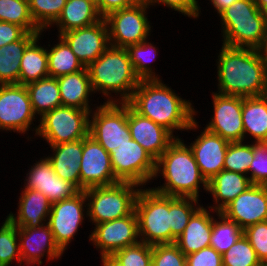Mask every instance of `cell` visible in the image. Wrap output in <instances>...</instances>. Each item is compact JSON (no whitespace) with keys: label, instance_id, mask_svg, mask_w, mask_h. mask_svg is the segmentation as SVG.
Listing matches in <instances>:
<instances>
[{"label":"cell","instance_id":"4fadbf2b","mask_svg":"<svg viewBox=\"0 0 267 266\" xmlns=\"http://www.w3.org/2000/svg\"><path fill=\"white\" fill-rule=\"evenodd\" d=\"M89 241L100 249V255H112L117 250L140 242L135 211L130 215L96 224Z\"/></svg>","mask_w":267,"mask_h":266},{"label":"cell","instance_id":"7c38bea8","mask_svg":"<svg viewBox=\"0 0 267 266\" xmlns=\"http://www.w3.org/2000/svg\"><path fill=\"white\" fill-rule=\"evenodd\" d=\"M84 215L88 218V204L85 191L81 190L69 199L51 204L47 224L53 233L56 244L63 252L67 250L70 242L74 241V236L78 232L80 225H82L83 220H85Z\"/></svg>","mask_w":267,"mask_h":266},{"label":"cell","instance_id":"44dd1931","mask_svg":"<svg viewBox=\"0 0 267 266\" xmlns=\"http://www.w3.org/2000/svg\"><path fill=\"white\" fill-rule=\"evenodd\" d=\"M230 142L204 128L197 139L189 145L201 175L208 182L221 170Z\"/></svg>","mask_w":267,"mask_h":266},{"label":"cell","instance_id":"f6af8a7d","mask_svg":"<svg viewBox=\"0 0 267 266\" xmlns=\"http://www.w3.org/2000/svg\"><path fill=\"white\" fill-rule=\"evenodd\" d=\"M248 175L252 184L267 185V143H254V158Z\"/></svg>","mask_w":267,"mask_h":266},{"label":"cell","instance_id":"cb8c5ba5","mask_svg":"<svg viewBox=\"0 0 267 266\" xmlns=\"http://www.w3.org/2000/svg\"><path fill=\"white\" fill-rule=\"evenodd\" d=\"M203 205L191 216L182 234L176 239L175 244L184 255L197 252L210 246L213 216Z\"/></svg>","mask_w":267,"mask_h":266},{"label":"cell","instance_id":"9a60e30c","mask_svg":"<svg viewBox=\"0 0 267 266\" xmlns=\"http://www.w3.org/2000/svg\"><path fill=\"white\" fill-rule=\"evenodd\" d=\"M213 117L206 124V130L220 135L228 142L244 141L242 122L243 97L212 93Z\"/></svg>","mask_w":267,"mask_h":266},{"label":"cell","instance_id":"9c48e42d","mask_svg":"<svg viewBox=\"0 0 267 266\" xmlns=\"http://www.w3.org/2000/svg\"><path fill=\"white\" fill-rule=\"evenodd\" d=\"M149 6L140 0L135 5L114 11L104 17L109 42L114 47L127 48L148 39L151 31L146 16Z\"/></svg>","mask_w":267,"mask_h":266},{"label":"cell","instance_id":"f546056e","mask_svg":"<svg viewBox=\"0 0 267 266\" xmlns=\"http://www.w3.org/2000/svg\"><path fill=\"white\" fill-rule=\"evenodd\" d=\"M40 33H26L20 40L0 47V84H19L21 59L26 47Z\"/></svg>","mask_w":267,"mask_h":266},{"label":"cell","instance_id":"e575fe53","mask_svg":"<svg viewBox=\"0 0 267 266\" xmlns=\"http://www.w3.org/2000/svg\"><path fill=\"white\" fill-rule=\"evenodd\" d=\"M198 199L170 196L171 243L182 234L191 216L202 206Z\"/></svg>","mask_w":267,"mask_h":266},{"label":"cell","instance_id":"4316f807","mask_svg":"<svg viewBox=\"0 0 267 266\" xmlns=\"http://www.w3.org/2000/svg\"><path fill=\"white\" fill-rule=\"evenodd\" d=\"M49 146L52 149V153H54L47 156V158L57 176L63 180L70 181L80 189L82 139Z\"/></svg>","mask_w":267,"mask_h":266},{"label":"cell","instance_id":"30bf717a","mask_svg":"<svg viewBox=\"0 0 267 266\" xmlns=\"http://www.w3.org/2000/svg\"><path fill=\"white\" fill-rule=\"evenodd\" d=\"M111 166L119 182H130L143 188L153 180L156 160L133 139L114 148L111 153Z\"/></svg>","mask_w":267,"mask_h":266},{"label":"cell","instance_id":"e0dca14e","mask_svg":"<svg viewBox=\"0 0 267 266\" xmlns=\"http://www.w3.org/2000/svg\"><path fill=\"white\" fill-rule=\"evenodd\" d=\"M221 213L236 222L243 230L248 226L267 221V185H250Z\"/></svg>","mask_w":267,"mask_h":266},{"label":"cell","instance_id":"ee69618b","mask_svg":"<svg viewBox=\"0 0 267 266\" xmlns=\"http://www.w3.org/2000/svg\"><path fill=\"white\" fill-rule=\"evenodd\" d=\"M218 16L221 20L267 19L253 0H237Z\"/></svg>","mask_w":267,"mask_h":266},{"label":"cell","instance_id":"bcb514c9","mask_svg":"<svg viewBox=\"0 0 267 266\" xmlns=\"http://www.w3.org/2000/svg\"><path fill=\"white\" fill-rule=\"evenodd\" d=\"M243 235L249 240L261 263L267 260V221L248 226Z\"/></svg>","mask_w":267,"mask_h":266},{"label":"cell","instance_id":"74e56055","mask_svg":"<svg viewBox=\"0 0 267 266\" xmlns=\"http://www.w3.org/2000/svg\"><path fill=\"white\" fill-rule=\"evenodd\" d=\"M0 228V266H10L13 260L22 265L18 227L8 218Z\"/></svg>","mask_w":267,"mask_h":266},{"label":"cell","instance_id":"7402d4cb","mask_svg":"<svg viewBox=\"0 0 267 266\" xmlns=\"http://www.w3.org/2000/svg\"><path fill=\"white\" fill-rule=\"evenodd\" d=\"M223 45L260 49L265 41L267 19L221 20Z\"/></svg>","mask_w":267,"mask_h":266},{"label":"cell","instance_id":"ffe728a7","mask_svg":"<svg viewBox=\"0 0 267 266\" xmlns=\"http://www.w3.org/2000/svg\"><path fill=\"white\" fill-rule=\"evenodd\" d=\"M18 239L22 262L41 265L43 257L48 260L61 258L63 251L56 244L48 224L36 228L18 227Z\"/></svg>","mask_w":267,"mask_h":266},{"label":"cell","instance_id":"d4e9b609","mask_svg":"<svg viewBox=\"0 0 267 266\" xmlns=\"http://www.w3.org/2000/svg\"><path fill=\"white\" fill-rule=\"evenodd\" d=\"M252 183L248 175L221 170L208 181V193L212 194L215 205L208 208L213 211L221 212L239 194L244 192Z\"/></svg>","mask_w":267,"mask_h":266},{"label":"cell","instance_id":"1f68e13d","mask_svg":"<svg viewBox=\"0 0 267 266\" xmlns=\"http://www.w3.org/2000/svg\"><path fill=\"white\" fill-rule=\"evenodd\" d=\"M26 88L36 117L41 118L45 113L62 106L57 78L40 79L26 84Z\"/></svg>","mask_w":267,"mask_h":266},{"label":"cell","instance_id":"83f0119b","mask_svg":"<svg viewBox=\"0 0 267 266\" xmlns=\"http://www.w3.org/2000/svg\"><path fill=\"white\" fill-rule=\"evenodd\" d=\"M101 19L94 0H67L60 16L51 26L56 25L60 35L93 25Z\"/></svg>","mask_w":267,"mask_h":266},{"label":"cell","instance_id":"c3c4849f","mask_svg":"<svg viewBox=\"0 0 267 266\" xmlns=\"http://www.w3.org/2000/svg\"><path fill=\"white\" fill-rule=\"evenodd\" d=\"M186 266H223L222 255L208 246L186 255Z\"/></svg>","mask_w":267,"mask_h":266},{"label":"cell","instance_id":"ba28073f","mask_svg":"<svg viewBox=\"0 0 267 266\" xmlns=\"http://www.w3.org/2000/svg\"><path fill=\"white\" fill-rule=\"evenodd\" d=\"M96 107L89 115V135L110 154L132 139L127 123V102H104Z\"/></svg>","mask_w":267,"mask_h":266},{"label":"cell","instance_id":"681fc988","mask_svg":"<svg viewBox=\"0 0 267 266\" xmlns=\"http://www.w3.org/2000/svg\"><path fill=\"white\" fill-rule=\"evenodd\" d=\"M27 31L14 23L0 21V47L20 40Z\"/></svg>","mask_w":267,"mask_h":266},{"label":"cell","instance_id":"7bdbcfd3","mask_svg":"<svg viewBox=\"0 0 267 266\" xmlns=\"http://www.w3.org/2000/svg\"><path fill=\"white\" fill-rule=\"evenodd\" d=\"M152 264L155 266H186V255L175 243L153 245Z\"/></svg>","mask_w":267,"mask_h":266},{"label":"cell","instance_id":"ab89813d","mask_svg":"<svg viewBox=\"0 0 267 266\" xmlns=\"http://www.w3.org/2000/svg\"><path fill=\"white\" fill-rule=\"evenodd\" d=\"M67 0H29L30 15L35 24L47 30L60 16Z\"/></svg>","mask_w":267,"mask_h":266},{"label":"cell","instance_id":"816d5d0a","mask_svg":"<svg viewBox=\"0 0 267 266\" xmlns=\"http://www.w3.org/2000/svg\"><path fill=\"white\" fill-rule=\"evenodd\" d=\"M213 5L214 9H216L217 14H221L225 9H227L231 4H233L237 0H209Z\"/></svg>","mask_w":267,"mask_h":266},{"label":"cell","instance_id":"484cf974","mask_svg":"<svg viewBox=\"0 0 267 266\" xmlns=\"http://www.w3.org/2000/svg\"><path fill=\"white\" fill-rule=\"evenodd\" d=\"M62 106L92 111L89 98L94 93L87 67L57 78Z\"/></svg>","mask_w":267,"mask_h":266},{"label":"cell","instance_id":"d590c367","mask_svg":"<svg viewBox=\"0 0 267 266\" xmlns=\"http://www.w3.org/2000/svg\"><path fill=\"white\" fill-rule=\"evenodd\" d=\"M148 40L142 41L139 44L129 45L128 51L130 61L134 67L136 75L140 80L160 79L158 74L152 69L151 64L158 54L156 48Z\"/></svg>","mask_w":267,"mask_h":266},{"label":"cell","instance_id":"60d3db41","mask_svg":"<svg viewBox=\"0 0 267 266\" xmlns=\"http://www.w3.org/2000/svg\"><path fill=\"white\" fill-rule=\"evenodd\" d=\"M222 262L223 266H261L262 264L244 235L222 255Z\"/></svg>","mask_w":267,"mask_h":266},{"label":"cell","instance_id":"6da1fadb","mask_svg":"<svg viewBox=\"0 0 267 266\" xmlns=\"http://www.w3.org/2000/svg\"><path fill=\"white\" fill-rule=\"evenodd\" d=\"M217 63V93L255 97L267 94V59L260 49L222 44Z\"/></svg>","mask_w":267,"mask_h":266},{"label":"cell","instance_id":"836d02e7","mask_svg":"<svg viewBox=\"0 0 267 266\" xmlns=\"http://www.w3.org/2000/svg\"><path fill=\"white\" fill-rule=\"evenodd\" d=\"M216 215L219 220L213 218L210 246L223 255L243 235V229L221 212Z\"/></svg>","mask_w":267,"mask_h":266},{"label":"cell","instance_id":"d6986e66","mask_svg":"<svg viewBox=\"0 0 267 266\" xmlns=\"http://www.w3.org/2000/svg\"><path fill=\"white\" fill-rule=\"evenodd\" d=\"M127 123L131 138L137 141L155 160L178 137L148 117L137 113L128 103Z\"/></svg>","mask_w":267,"mask_h":266},{"label":"cell","instance_id":"d6a6232c","mask_svg":"<svg viewBox=\"0 0 267 266\" xmlns=\"http://www.w3.org/2000/svg\"><path fill=\"white\" fill-rule=\"evenodd\" d=\"M48 49L49 47L47 48L49 77L58 78L85 68L60 36L58 43Z\"/></svg>","mask_w":267,"mask_h":266},{"label":"cell","instance_id":"8992f818","mask_svg":"<svg viewBox=\"0 0 267 266\" xmlns=\"http://www.w3.org/2000/svg\"><path fill=\"white\" fill-rule=\"evenodd\" d=\"M140 189L141 187L134 183L118 182L84 190L89 221L96 225L130 215L134 211Z\"/></svg>","mask_w":267,"mask_h":266},{"label":"cell","instance_id":"3957f363","mask_svg":"<svg viewBox=\"0 0 267 266\" xmlns=\"http://www.w3.org/2000/svg\"><path fill=\"white\" fill-rule=\"evenodd\" d=\"M181 139L177 137L156 160L153 179L161 174L165 183L151 189L166 196L199 200L200 186L208 191V182L201 175L191 148Z\"/></svg>","mask_w":267,"mask_h":266},{"label":"cell","instance_id":"db71d44e","mask_svg":"<svg viewBox=\"0 0 267 266\" xmlns=\"http://www.w3.org/2000/svg\"><path fill=\"white\" fill-rule=\"evenodd\" d=\"M253 2L262 11V13L267 17V0H253Z\"/></svg>","mask_w":267,"mask_h":266},{"label":"cell","instance_id":"603a6c76","mask_svg":"<svg viewBox=\"0 0 267 266\" xmlns=\"http://www.w3.org/2000/svg\"><path fill=\"white\" fill-rule=\"evenodd\" d=\"M20 194L17 216L11 212L6 217L17 227L36 228L46 224L52 204L47 196L33 189H24Z\"/></svg>","mask_w":267,"mask_h":266},{"label":"cell","instance_id":"277c9868","mask_svg":"<svg viewBox=\"0 0 267 266\" xmlns=\"http://www.w3.org/2000/svg\"><path fill=\"white\" fill-rule=\"evenodd\" d=\"M87 69L94 93L100 91L108 97V103L127 102L141 81L126 48L110 45ZM110 91L117 96L119 94V98L114 99Z\"/></svg>","mask_w":267,"mask_h":266},{"label":"cell","instance_id":"2e32d148","mask_svg":"<svg viewBox=\"0 0 267 266\" xmlns=\"http://www.w3.org/2000/svg\"><path fill=\"white\" fill-rule=\"evenodd\" d=\"M58 36L68 44L84 67H88L110 46L104 18L93 25L67 31Z\"/></svg>","mask_w":267,"mask_h":266},{"label":"cell","instance_id":"52a82bcc","mask_svg":"<svg viewBox=\"0 0 267 266\" xmlns=\"http://www.w3.org/2000/svg\"><path fill=\"white\" fill-rule=\"evenodd\" d=\"M89 115L88 110L59 106L38 119L36 135L49 145L84 139L89 134Z\"/></svg>","mask_w":267,"mask_h":266},{"label":"cell","instance_id":"f907efd6","mask_svg":"<svg viewBox=\"0 0 267 266\" xmlns=\"http://www.w3.org/2000/svg\"><path fill=\"white\" fill-rule=\"evenodd\" d=\"M140 0H96L98 13L102 18L108 14L135 5Z\"/></svg>","mask_w":267,"mask_h":266},{"label":"cell","instance_id":"7dc6e473","mask_svg":"<svg viewBox=\"0 0 267 266\" xmlns=\"http://www.w3.org/2000/svg\"><path fill=\"white\" fill-rule=\"evenodd\" d=\"M149 7L150 5H156V3L164 4L169 9H173L184 16L198 18L201 11L197 0H143Z\"/></svg>","mask_w":267,"mask_h":266},{"label":"cell","instance_id":"ac0fdd59","mask_svg":"<svg viewBox=\"0 0 267 266\" xmlns=\"http://www.w3.org/2000/svg\"><path fill=\"white\" fill-rule=\"evenodd\" d=\"M28 170L24 189L40 191L51 203L69 199L81 191L75 184L57 176L47 157L36 161Z\"/></svg>","mask_w":267,"mask_h":266},{"label":"cell","instance_id":"5b68a950","mask_svg":"<svg viewBox=\"0 0 267 266\" xmlns=\"http://www.w3.org/2000/svg\"><path fill=\"white\" fill-rule=\"evenodd\" d=\"M148 188L140 189L135 201L140 242L171 244L170 196Z\"/></svg>","mask_w":267,"mask_h":266},{"label":"cell","instance_id":"b9f144b4","mask_svg":"<svg viewBox=\"0 0 267 266\" xmlns=\"http://www.w3.org/2000/svg\"><path fill=\"white\" fill-rule=\"evenodd\" d=\"M112 256L124 266H150L152 264V245L139 242L117 250Z\"/></svg>","mask_w":267,"mask_h":266},{"label":"cell","instance_id":"f5cc1de1","mask_svg":"<svg viewBox=\"0 0 267 266\" xmlns=\"http://www.w3.org/2000/svg\"><path fill=\"white\" fill-rule=\"evenodd\" d=\"M102 261V266H124L118 260H116L112 255H104L100 258Z\"/></svg>","mask_w":267,"mask_h":266},{"label":"cell","instance_id":"8fae6325","mask_svg":"<svg viewBox=\"0 0 267 266\" xmlns=\"http://www.w3.org/2000/svg\"><path fill=\"white\" fill-rule=\"evenodd\" d=\"M37 117L32 110L31 101L26 85L0 84V130L13 131L21 134L31 129L33 120ZM31 125V126H30ZM30 128V129H29Z\"/></svg>","mask_w":267,"mask_h":266},{"label":"cell","instance_id":"f1b7e54d","mask_svg":"<svg viewBox=\"0 0 267 266\" xmlns=\"http://www.w3.org/2000/svg\"><path fill=\"white\" fill-rule=\"evenodd\" d=\"M242 122L244 139L248 134L254 143H267V94L243 97Z\"/></svg>","mask_w":267,"mask_h":266},{"label":"cell","instance_id":"9f6ffc18","mask_svg":"<svg viewBox=\"0 0 267 266\" xmlns=\"http://www.w3.org/2000/svg\"><path fill=\"white\" fill-rule=\"evenodd\" d=\"M261 266H267V260L263 261Z\"/></svg>","mask_w":267,"mask_h":266},{"label":"cell","instance_id":"7a4b0ae2","mask_svg":"<svg viewBox=\"0 0 267 266\" xmlns=\"http://www.w3.org/2000/svg\"><path fill=\"white\" fill-rule=\"evenodd\" d=\"M127 103L142 116L169 130H196V110L160 79L141 80Z\"/></svg>","mask_w":267,"mask_h":266},{"label":"cell","instance_id":"4dcf8cb0","mask_svg":"<svg viewBox=\"0 0 267 266\" xmlns=\"http://www.w3.org/2000/svg\"><path fill=\"white\" fill-rule=\"evenodd\" d=\"M41 35L42 32L25 49L21 59L19 84L26 85L49 77L47 49L38 45Z\"/></svg>","mask_w":267,"mask_h":266},{"label":"cell","instance_id":"5bb4252c","mask_svg":"<svg viewBox=\"0 0 267 266\" xmlns=\"http://www.w3.org/2000/svg\"><path fill=\"white\" fill-rule=\"evenodd\" d=\"M118 182L111 166L110 154L88 134L82 139L80 190L110 186Z\"/></svg>","mask_w":267,"mask_h":266},{"label":"cell","instance_id":"11a10c76","mask_svg":"<svg viewBox=\"0 0 267 266\" xmlns=\"http://www.w3.org/2000/svg\"><path fill=\"white\" fill-rule=\"evenodd\" d=\"M260 51L263 54V56L267 59V28H266L265 41L263 46L260 48Z\"/></svg>","mask_w":267,"mask_h":266},{"label":"cell","instance_id":"8d00e7d4","mask_svg":"<svg viewBox=\"0 0 267 266\" xmlns=\"http://www.w3.org/2000/svg\"><path fill=\"white\" fill-rule=\"evenodd\" d=\"M0 21L17 24L28 33L43 32L33 21L27 0H0Z\"/></svg>","mask_w":267,"mask_h":266},{"label":"cell","instance_id":"f35d334b","mask_svg":"<svg viewBox=\"0 0 267 266\" xmlns=\"http://www.w3.org/2000/svg\"><path fill=\"white\" fill-rule=\"evenodd\" d=\"M230 142L226 151L223 169L242 174H249V167L254 158V142Z\"/></svg>","mask_w":267,"mask_h":266}]
</instances>
